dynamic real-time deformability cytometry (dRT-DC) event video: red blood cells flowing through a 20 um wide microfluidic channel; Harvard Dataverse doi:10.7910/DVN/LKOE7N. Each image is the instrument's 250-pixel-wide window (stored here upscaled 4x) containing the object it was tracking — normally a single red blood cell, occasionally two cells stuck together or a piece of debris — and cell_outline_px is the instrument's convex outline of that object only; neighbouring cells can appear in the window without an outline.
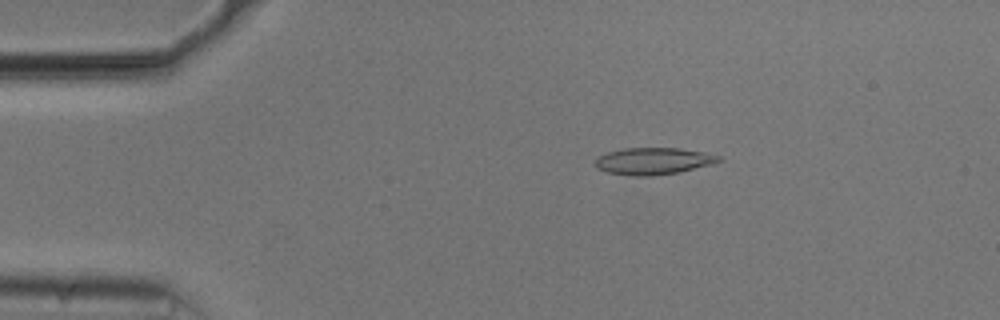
{"species": "common noctule bat (a hibernating species)", "species_latin": "Nyctalus noctula", "temperature_condition": "cold", "stored_images_in_passage": 47, "camera_frame_rate_fps": 3000, "um_per_image_px": 0.085, "animal": {"sex": "male", "body_mass_g": 20.5, "forearm_length_mm": 52.5}, "frame": {"image": 1, "passage_image": 3, "time_ms": 0.667, "image_size_px": [1000, 320], "cell_outline_px": [[720, 160], [712, 164], [680, 172], [652, 176], [632, 176], [608, 172], [596, 168], [596, 156], [608, 152], [624, 148], [680, 148], [704, 152], [720, 156]], "centroid_in_image_um": [55.51, 13.69], "position_along_channel_um": 29.5, "area_um2": 19.36}}
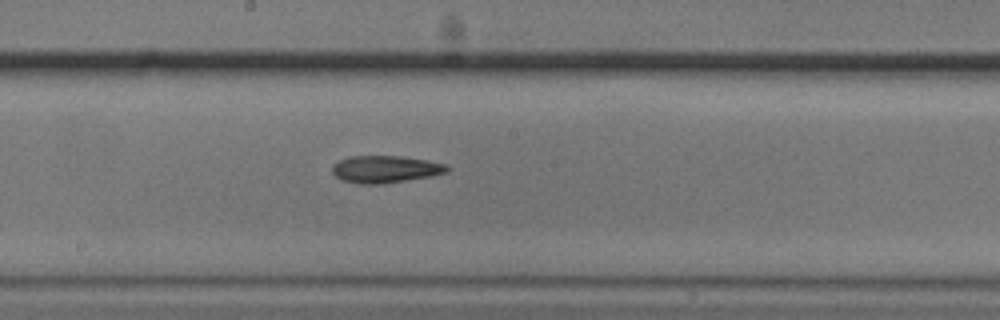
{"frame": {"image": 2, "passage_image": 22, "time_ms": 7.0, "image_size_px": [1000, 320], "cell_outline_px": [[448, 172], [432, 176], [384, 184], [356, 184], [340, 180], [332, 172], [332, 164], [348, 156], [400, 156], [428, 160], [448, 164]], "centroid_in_image_um": [32.74, 14.39], "position_along_channel_um": 215.5, "area_um2": 18.5}}
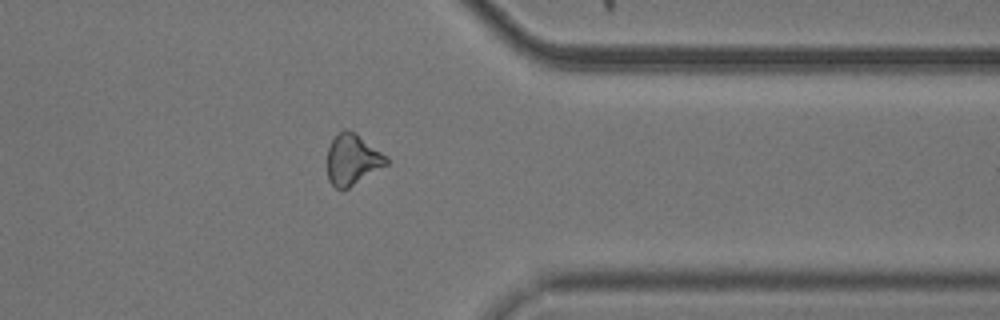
{"frame": {"image": 3, "passage_image": 36, "time_ms": 11.667, "image_size_px": [1000, 320], "cell_outline_px": [[388, 164], [348, 188], [336, 188], [328, 180], [328, 148], [332, 140], [344, 128], [356, 132], [388, 156]], "centroid_in_image_um": [29.98, 13.54], "position_along_channel_um": 381.4, "area_um2": 17.46}, "authors_computed_cell_mechanics": {"area_um2": 18.2648, "velocity_mm_per_s": 3.7425, "shape_relaxation_time_tau1_ms": 4.5896, "shape_relaxation_time_tau2_ms": 8.011, "deformation_change_tau1": 0.1053, "deformation_change_tau2": 0.1992}}